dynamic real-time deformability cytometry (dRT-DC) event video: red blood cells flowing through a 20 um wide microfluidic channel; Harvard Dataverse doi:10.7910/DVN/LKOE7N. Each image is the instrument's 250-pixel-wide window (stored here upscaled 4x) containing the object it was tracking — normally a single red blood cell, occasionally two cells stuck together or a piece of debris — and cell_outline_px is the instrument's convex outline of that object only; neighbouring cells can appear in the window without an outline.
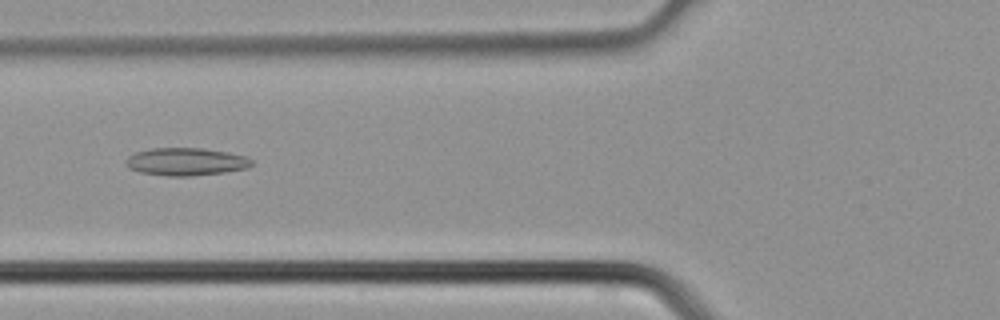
{"species": "common noctule bat (a hibernating species)", "species_latin": "Nyctalus noctula", "temperature_condition": "cold", "stored_images_in_passage": 4, "camera_frame_rate_fps": 3000, "um_per_image_px": 0.085, "animal": {"sex": "male", "body_mass_g": 21.5, "forearm_length_mm": 52.0}, "frame": {"image": 1, "passage_image": 4, "time_ms": 1.0, "image_size_px": [1000, 320], "cell_outline_px": [[252, 164], [248, 168], [224, 172], [192, 176], [168, 176], [140, 172], [128, 168], [124, 164], [124, 160], [128, 156], [136, 152], [152, 148], [204, 148], [228, 152], [248, 156], [252, 160]], "centroid_in_image_um": [15.8, 13.74], "position_along_channel_um": 110.0, "area_um2": 20.52}}